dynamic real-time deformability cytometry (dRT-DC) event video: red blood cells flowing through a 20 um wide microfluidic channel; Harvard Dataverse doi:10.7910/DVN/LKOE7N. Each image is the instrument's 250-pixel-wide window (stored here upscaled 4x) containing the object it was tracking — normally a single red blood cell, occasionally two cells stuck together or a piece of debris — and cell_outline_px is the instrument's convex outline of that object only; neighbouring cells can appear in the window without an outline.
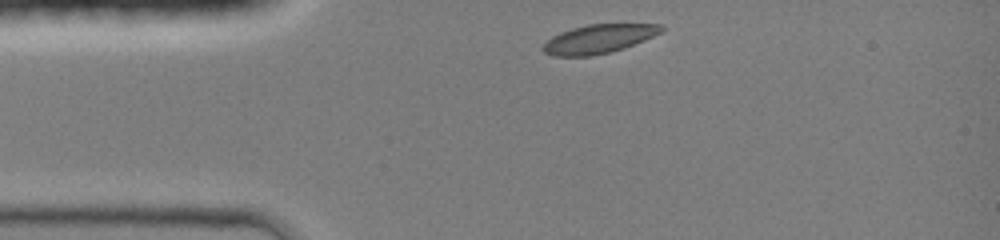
{"species": "common noctule bat (a hibernating species)", "species_latin": "Nyctalus noctula", "temperature_condition": "room temperature", "stored_images_in_passage": 31, "camera_frame_rate_fps": 3000, "um_per_image_px": 0.085, "animal": {"sex": "female", "body_mass_g": 19.0, "forearm_length_mm": 51.5}, "frame": {"image": 1, "passage_image": 1, "time_ms": 0.0, "image_size_px": [1000, 240], "cell_outline_px": [[664, 28], [660, 32], [644, 40], [624, 48], [592, 56], [552, 56], [544, 52], [540, 48], [552, 36], [560, 32], [572, 28], [588, 24], [660, 24]], "centroid_in_image_um": [50.84, 3.31], "position_along_channel_um": 34.2, "area_um2": 19.71}}
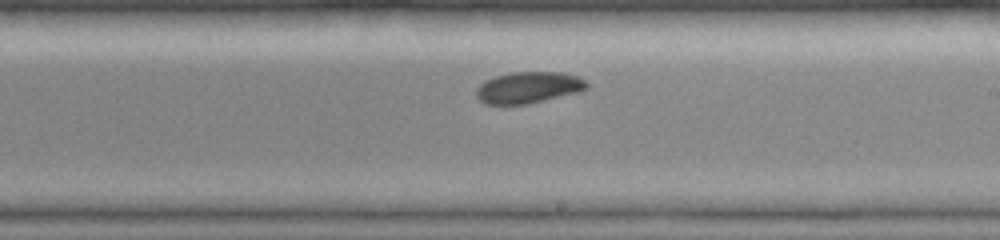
{"frame": {"image": 2, "passage_image": 18, "time_ms": 5.667, "image_size_px": [1000, 240], "cell_outline_px": [[588, 88], [580, 92], [528, 104], [484, 104], [476, 96], [476, 88], [484, 80], [496, 76], [512, 72], [564, 72], [576, 76], [584, 80], [588, 84]], "centroid_in_image_um": [44.92, 7.44], "position_along_channel_um": 244.1, "area_um2": 20.35}}
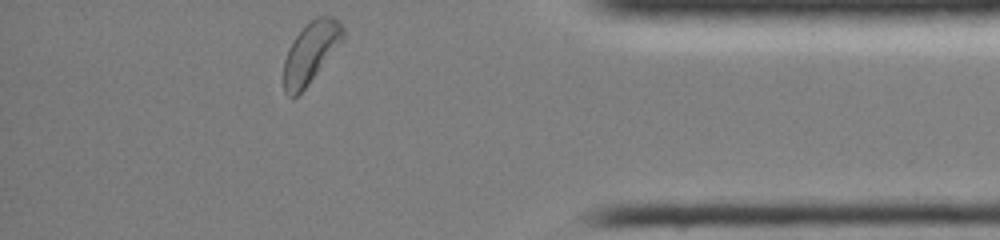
{"frame": {"image": 3, "passage_image": 31, "time_ms": 10.0, "image_size_px": [1000, 240], "cell_outline_px": [[344, 36], [308, 84], [296, 96], [288, 96], [284, 92], [284, 60], [288, 48], [292, 40], [316, 16], [332, 16], [344, 28]], "centroid_in_image_um": [26.37, 4.45], "position_along_channel_um": 408.8, "area_um2": 20.23}, "authors_computed_cell_mechanics": {"area_um2": 20.8658, "velocity_mm_per_s": 4.2427, "shape_relaxation_time_tau1_ms": 2.6571, "shape_relaxation_time_tau2_ms": 9.0002, "deformation_change_tau1": 0.1035, "deformation_change_tau2": 0.1144}}